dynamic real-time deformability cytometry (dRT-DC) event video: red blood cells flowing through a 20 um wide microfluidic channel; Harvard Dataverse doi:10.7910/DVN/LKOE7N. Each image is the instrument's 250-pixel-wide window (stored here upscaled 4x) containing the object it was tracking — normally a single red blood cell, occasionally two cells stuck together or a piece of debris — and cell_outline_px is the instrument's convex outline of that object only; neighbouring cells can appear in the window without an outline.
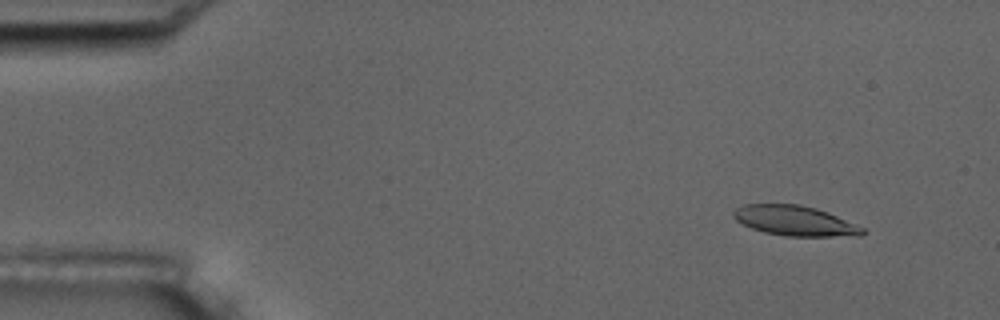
{"species": "common noctule bat (a hibernating species)", "species_latin": "Nyctalus noctula", "temperature_condition": "room temperature", "stored_images_in_passage": 5, "camera_frame_rate_fps": 3000, "um_per_image_px": 0.085, "animal": {"sex": "male", "body_mass_g": 17.5, "forearm_length_mm": 52.3}, "frame": {"image": 1, "passage_image": 2, "time_ms": 1.0, "image_size_px": [1000, 320], "cell_outline_px": [[864, 232], [860, 236], [784, 236], [764, 232], [752, 228], [736, 220], [732, 216], [732, 212], [736, 208], [744, 204], [800, 204], [816, 208], [828, 212], [856, 224], [864, 228]], "centroid_in_image_um": [67.56, 18.76], "position_along_channel_um": 17.4, "area_um2": 22.6}}
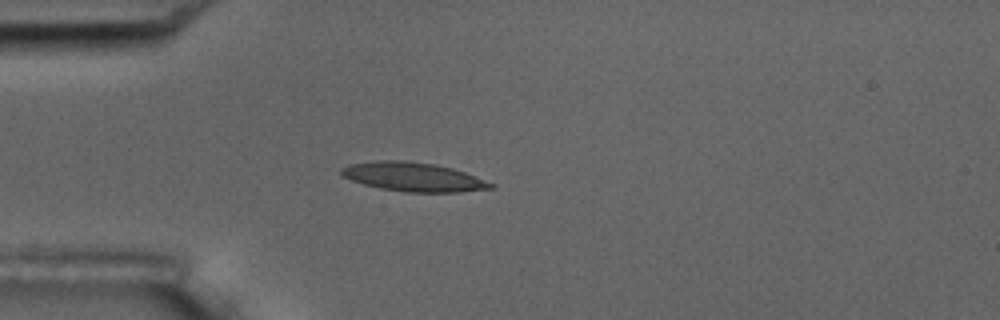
{"frame": {"image": 2, "passage_image": 5, "time_ms": 4.333, "image_size_px": [1000, 320], "cell_outline_px": [[496, 188], [460, 192], [404, 192], [380, 188], [364, 184], [352, 180], [344, 176], [340, 172], [340, 168], [348, 164], [376, 160], [404, 160], [432, 164], [452, 168], [464, 172], [496, 184]], "centroid_in_image_um": [35.14, 15.04], "position_along_channel_um": 49.9, "area_um2": 25.26}}